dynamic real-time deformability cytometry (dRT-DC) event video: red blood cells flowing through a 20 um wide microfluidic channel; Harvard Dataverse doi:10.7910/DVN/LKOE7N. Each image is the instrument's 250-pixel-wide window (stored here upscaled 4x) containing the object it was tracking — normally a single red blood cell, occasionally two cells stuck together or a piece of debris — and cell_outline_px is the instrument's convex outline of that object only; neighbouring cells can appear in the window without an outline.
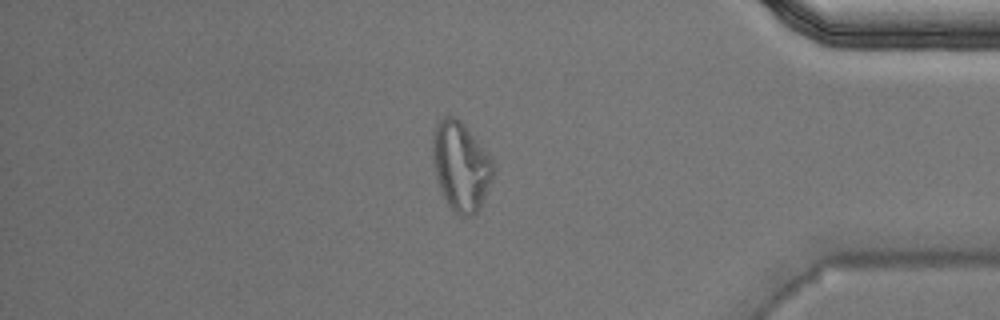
{"species": "Egyptian fruit bat (a non-hibernating species)", "species_latin": "Rousettus aegyptiacus", "temperature_condition": "warm", "stored_images_in_passage": 49, "camera_frame_rate_fps": 3000, "um_per_image_px": 0.085, "animal": {"sex": "male"}, "frame": {"image": 1, "passage_image": 42, "time_ms": 13.667, "image_size_px": [1000, 320], "cell_outline_px": [[492, 180], [480, 208], [472, 216], [460, 216], [448, 204], [440, 188], [436, 176], [432, 160], [432, 136], [436, 124], [444, 116], [456, 116], [464, 124], [492, 160]], "centroid_in_image_um": [39.14, 14.12], "position_along_channel_um": 396.1, "area_um2": 31.04}, "authors_computed_cell_mechanics": {"area_um2": 22.1374, "velocity_mm_per_s": 3.9921, "shape_relaxation_time_tau1_ms": null, "shape_relaxation_time_tau2_ms": 1.6615, "deformation_change_tau1": null, "deformation_change_tau2": 0.0882}}